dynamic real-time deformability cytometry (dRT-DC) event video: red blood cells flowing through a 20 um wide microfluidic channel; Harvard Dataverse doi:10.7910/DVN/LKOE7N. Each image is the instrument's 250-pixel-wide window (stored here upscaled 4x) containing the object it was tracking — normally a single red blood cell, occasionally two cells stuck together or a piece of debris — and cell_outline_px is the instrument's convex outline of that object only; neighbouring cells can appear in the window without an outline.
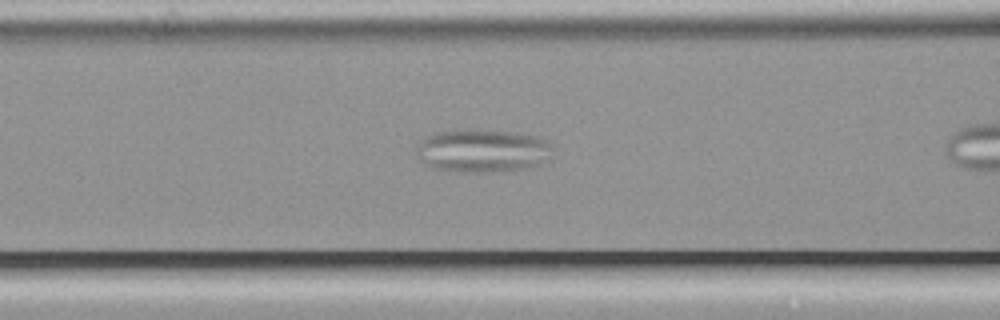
{"species": "common noctule bat (a hibernating species)", "species_latin": "Nyctalus noctula", "temperature_condition": "cold", "stored_images_in_passage": 14, "camera_frame_rate_fps": 3000, "um_per_image_px": 0.085, "animal": {"sex": "male", "body_mass_g": 21.5, "forearm_length_mm": 52.0}, "frame": {"image": 1, "passage_image": 3, "time_ms": 0.667, "image_size_px": [1000, 320], "cell_outline_px": [[552, 148], [540, 164], [532, 168], [504, 172], [460, 172], [428, 168], [420, 160], [416, 152], [416, 148], [420, 140], [424, 136], [436, 132], [512, 132], [536, 136], [552, 144]], "centroid_in_image_um": [40.96, 12.87], "position_along_channel_um": 125.6, "area_um2": 33.81}}